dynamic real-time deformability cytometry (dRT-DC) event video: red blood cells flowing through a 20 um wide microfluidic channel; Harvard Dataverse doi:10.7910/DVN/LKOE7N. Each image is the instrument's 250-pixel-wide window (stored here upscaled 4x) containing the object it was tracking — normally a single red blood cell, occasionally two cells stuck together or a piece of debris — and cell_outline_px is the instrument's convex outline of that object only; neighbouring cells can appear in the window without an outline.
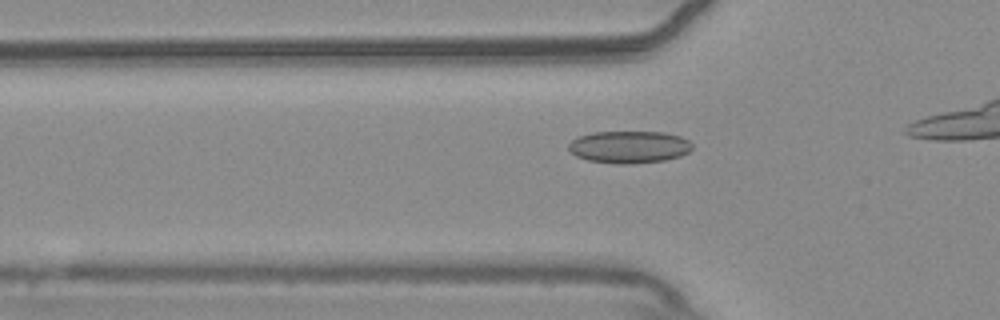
{"species": "common noctule bat (a hibernating species)", "species_latin": "Nyctalus noctula", "temperature_condition": "warm", "stored_images_in_passage": 16, "camera_frame_rate_fps": 3000, "um_per_image_px": 0.085, "animal": {"sex": "male", "body_mass_g": 20.4}, "frame": {"image": 1, "passage_image": 10, "time_ms": 3.0, "image_size_px": [1000, 320], "cell_outline_px": [[692, 148], [688, 152], [680, 156], [664, 160], [632, 164], [616, 164], [588, 160], [576, 156], [568, 148], [568, 144], [572, 140], [580, 136], [592, 132], [664, 132], [680, 136], [688, 140], [692, 144]], "centroid_in_image_um": [53.48, 12.49], "position_along_channel_um": 72.3, "area_um2": 23.24}}
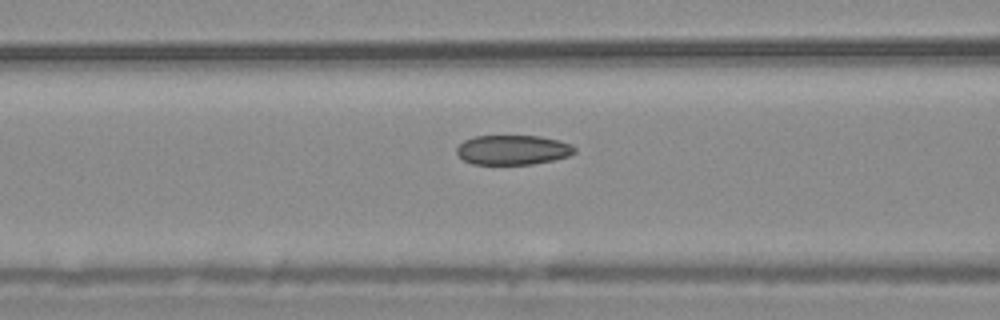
{"frame": {"image": 2, "passage_image": 14, "time_ms": 4.333, "image_size_px": [1000, 320], "cell_outline_px": [[576, 152], [568, 156], [552, 160], [532, 164], [472, 164], [464, 160], [456, 152], [456, 148], [464, 140], [476, 136], [540, 136], [560, 140], [572, 144], [576, 148]], "centroid_in_image_um": [43.61, 12.73], "position_along_channel_um": 123.0, "area_um2": 20.4}}